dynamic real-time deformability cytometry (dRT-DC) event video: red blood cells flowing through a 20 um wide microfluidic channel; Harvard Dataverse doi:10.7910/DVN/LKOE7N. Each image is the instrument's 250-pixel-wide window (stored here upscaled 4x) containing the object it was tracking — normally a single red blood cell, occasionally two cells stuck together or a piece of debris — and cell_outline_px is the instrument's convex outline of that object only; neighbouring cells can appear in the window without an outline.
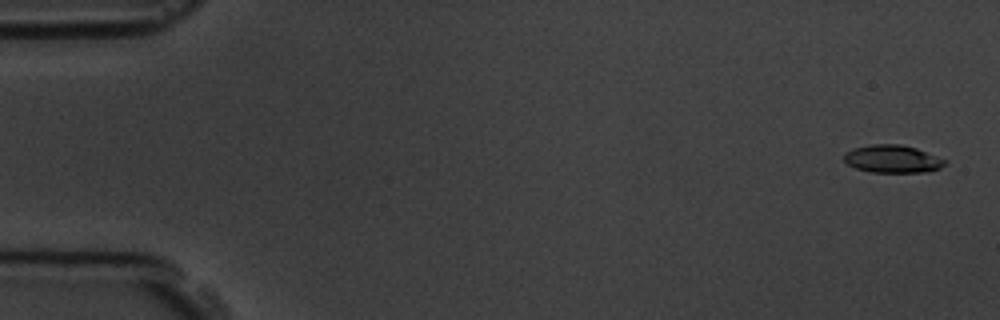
{"species": "common noctule bat (a hibernating species)", "species_latin": "Nyctalus noctula", "temperature_condition": "room temperature", "stored_images_in_passage": 5, "camera_frame_rate_fps": 3000, "um_per_image_px": 0.085, "animal": {"sex": "male", "body_mass_g": 19.5, "forearm_length_mm": 54.6}, "frame": {"image": 1, "passage_image": 1, "time_ms": 0.0, "image_size_px": [1000, 320], "cell_outline_px": [[948, 164], [940, 168], [924, 172], [872, 172], [856, 168], [848, 164], [844, 160], [844, 152], [852, 148], [872, 144], [900, 144], [916, 148], [948, 160]], "centroid_in_image_um": [75.88, 13.5], "position_along_channel_um": 9.1, "area_um2": 16.42}}
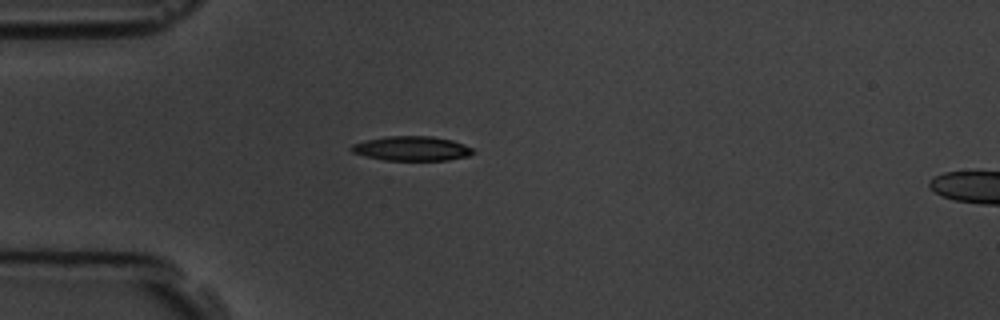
{"frame": {"image": 2, "passage_image": 5, "time_ms": 4.667, "image_size_px": [1000, 320], "cell_outline_px": [[476, 152], [468, 156], [448, 160], [384, 160], [364, 156], [352, 152], [352, 144], [364, 140], [388, 136], [432, 136], [452, 140], [464, 144], [472, 148]], "centroid_in_image_um": [35.01, 12.62], "position_along_channel_um": 50.0, "area_um2": 17.4}}